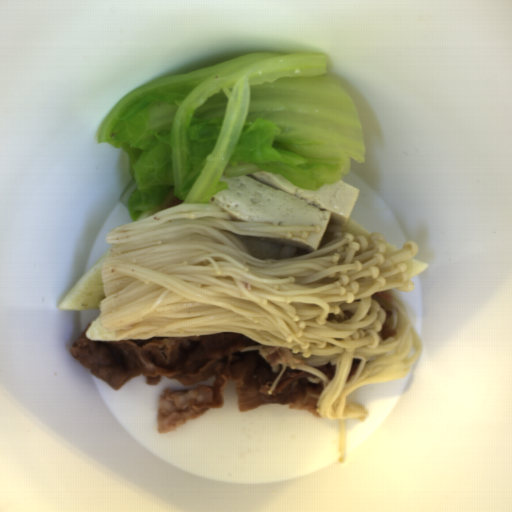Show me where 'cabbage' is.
<instances>
[{"label": "cabbage", "mask_w": 512, "mask_h": 512, "mask_svg": "<svg viewBox=\"0 0 512 512\" xmlns=\"http://www.w3.org/2000/svg\"><path fill=\"white\" fill-rule=\"evenodd\" d=\"M125 150L132 177L119 203L131 221L164 200L206 204L220 179L263 171L305 191L364 163V125L315 53L255 52L128 91L96 131Z\"/></svg>", "instance_id": "4295e07d"}]
</instances>
